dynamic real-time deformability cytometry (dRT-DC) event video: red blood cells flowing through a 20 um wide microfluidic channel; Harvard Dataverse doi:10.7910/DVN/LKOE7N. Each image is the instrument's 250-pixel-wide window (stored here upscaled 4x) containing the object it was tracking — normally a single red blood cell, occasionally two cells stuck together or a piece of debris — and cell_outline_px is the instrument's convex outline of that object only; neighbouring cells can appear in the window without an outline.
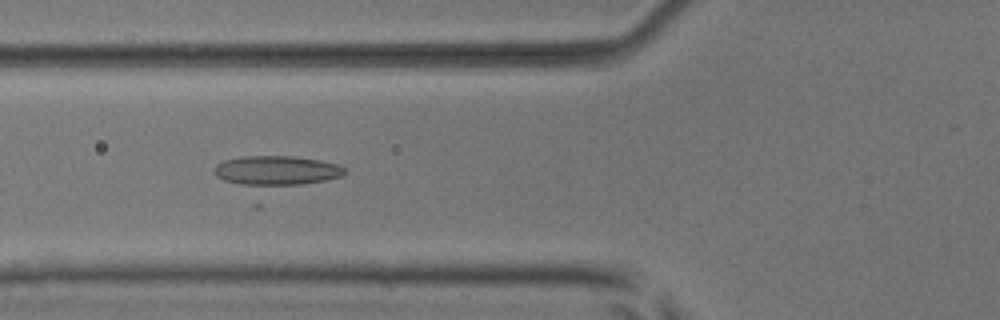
{"species": "common noctule bat (a hibernating species)", "species_latin": "Nyctalus noctula", "temperature_condition": "room temperature", "stored_images_in_passage": 33, "camera_frame_rate_fps": 3000, "um_per_image_px": 0.085, "animal": {"sex": "male", "body_mass_g": 17.9, "forearm_length_mm": 54.2}, "frame": {"image": 1, "passage_image": 20, "time_ms": 6.333, "image_size_px": [1000, 320], "cell_outline_px": [[348, 172], [340, 176], [324, 180], [304, 184], [260, 188], [252, 188], [224, 180], [216, 176], [212, 168], [216, 164], [224, 160], [244, 156], [292, 156], [320, 160], [336, 164], [344, 168]], "centroid_in_image_um": [23.43, 14.53], "position_along_channel_um": 102.4, "area_um2": 23.12}}
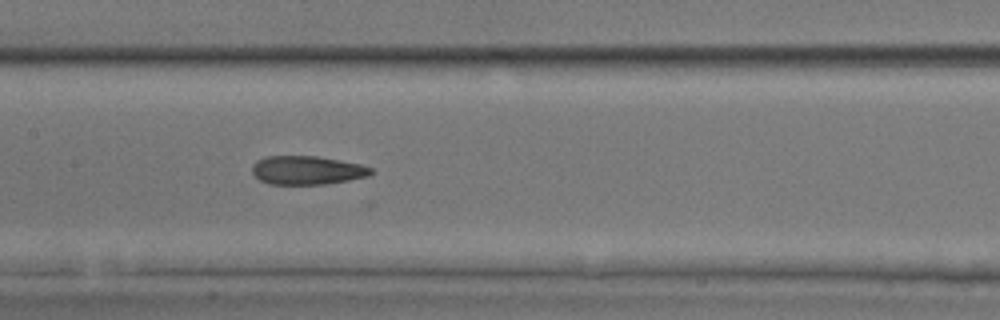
{"frame": {"image": 2, "passage_image": 26, "time_ms": 8.333, "image_size_px": [1000, 320], "cell_outline_px": [[372, 172], [368, 176], [348, 180], [324, 184], [268, 184], [260, 180], [252, 172], [252, 164], [256, 160], [264, 156], [316, 156], [360, 164], [372, 168]], "centroid_in_image_um": [26.05, 14.46], "position_along_channel_um": 181.3, "area_um2": 19.77}}
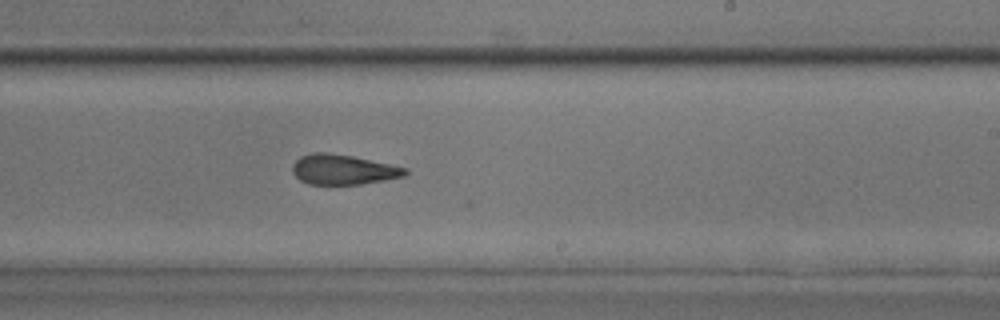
{"frame": {"image": 3, "passage_image": 32, "time_ms": 10.333, "image_size_px": [1000, 320], "cell_outline_px": [[408, 172], [404, 176], [384, 180], [360, 184], [308, 184], [300, 180], [292, 172], [292, 164], [300, 156], [312, 152], [328, 152], [352, 156], [408, 168]], "centroid_in_image_um": [29.14, 14.4], "position_along_channel_um": 259.9, "area_um2": 19.71}}